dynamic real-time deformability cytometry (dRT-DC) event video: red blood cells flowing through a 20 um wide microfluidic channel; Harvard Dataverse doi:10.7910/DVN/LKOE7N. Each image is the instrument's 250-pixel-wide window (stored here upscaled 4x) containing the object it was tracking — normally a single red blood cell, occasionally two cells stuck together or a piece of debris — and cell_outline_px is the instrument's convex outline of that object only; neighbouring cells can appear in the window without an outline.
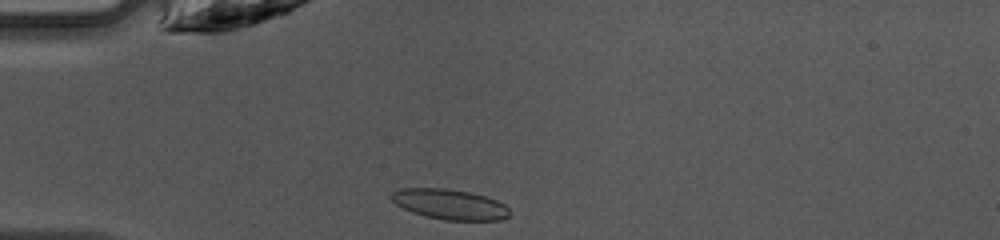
{"species": "common noctule bat (a hibernating species)", "species_latin": "Nyctalus noctula", "temperature_condition": "warm", "stored_images_in_passage": 35, "camera_frame_rate_fps": 3000, "um_per_image_px": 0.085, "animal": {"sex": "female", "body_mass_g": 10.0, "forearm_length_mm": 53.1}, "frame": {"image": 1, "passage_image": 1, "time_ms": 0.0, "image_size_px": [1000, 240], "cell_outline_px": [[508, 216], [500, 220], [444, 220], [424, 216], [412, 212], [396, 204], [392, 200], [392, 192], [400, 188], [444, 188], [468, 192], [484, 196], [496, 200], [504, 204], [508, 208]], "centroid_in_image_um": [38.21, 17.37], "position_along_channel_um": 46.8, "area_um2": 20.63}}
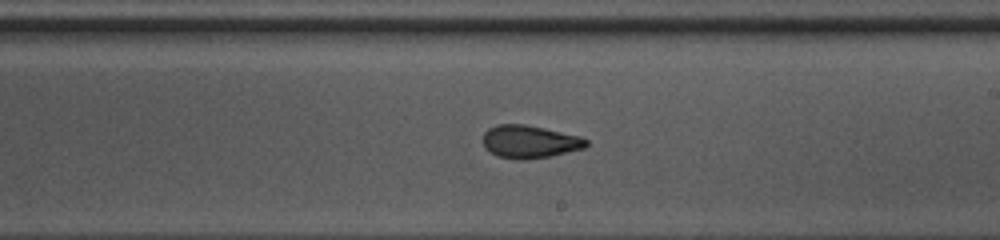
{"frame": {"image": 2, "passage_image": 16, "time_ms": 5.0, "image_size_px": [1000, 240], "cell_outline_px": [[588, 144], [584, 148], [548, 156], [524, 160], [520, 160], [496, 156], [488, 152], [484, 148], [484, 132], [488, 128], [496, 124], [524, 124], [544, 128], [580, 136], [588, 140]], "centroid_in_image_um": [44.98, 12.04], "position_along_channel_um": 244.0, "area_um2": 19.77}}
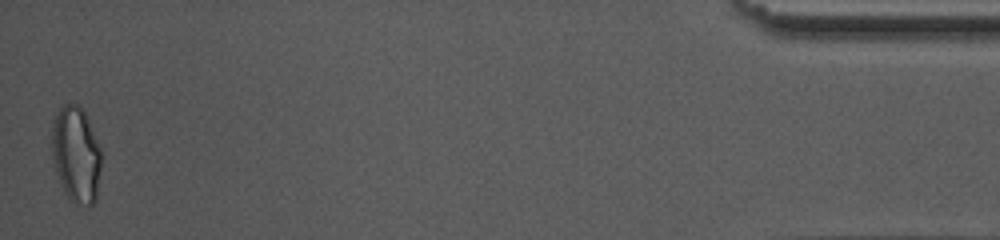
{"frame": {"image": 3, "passage_image": 35, "time_ms": 11.333, "image_size_px": [1000, 240], "cell_outline_px": [[100, 168], [96, 200], [88, 208], [76, 204], [68, 200], [64, 192], [52, 156], [52, 124], [56, 112], [64, 104], [80, 104], [88, 120], [100, 148]], "centroid_in_image_um": [6.46, 13.16], "position_along_channel_um": 428.7, "area_um2": 27.63}, "authors_computed_cell_mechanics": {"area_um2": 20.2878, "velocity_mm_per_s": 4.2531, "shape_relaxation_time_tau1_ms": 4.343, "shape_relaxation_time_tau2_ms": 2.015, "deformation_change_tau1": 0.1396, "deformation_change_tau2": 0.0858}}